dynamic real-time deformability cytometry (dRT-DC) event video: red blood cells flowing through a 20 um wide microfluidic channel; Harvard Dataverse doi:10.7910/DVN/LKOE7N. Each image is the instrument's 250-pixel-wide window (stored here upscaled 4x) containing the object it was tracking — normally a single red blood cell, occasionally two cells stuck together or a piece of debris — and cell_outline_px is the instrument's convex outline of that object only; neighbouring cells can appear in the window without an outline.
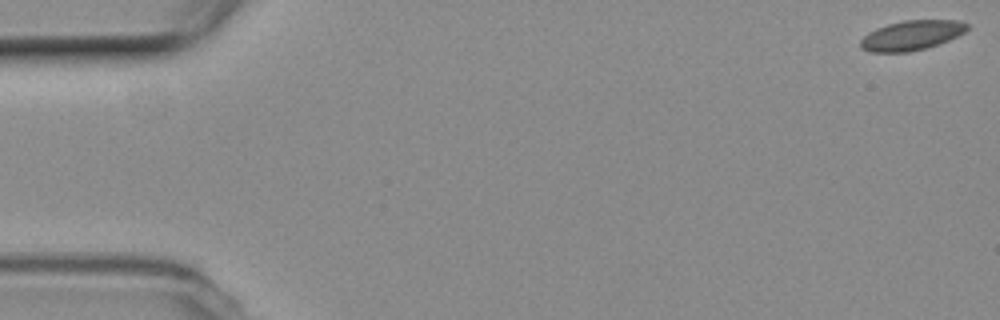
{"species": "common noctule bat (a hibernating species)", "species_latin": "Nyctalus noctula", "temperature_condition": "room temperature", "stored_images_in_passage": 14, "camera_frame_rate_fps": 3000, "um_per_image_px": 0.085, "animal": {"sex": "female", "body_mass_g": 19.3, "forearm_length_mm": 54.1}, "frame": {"image": 1, "passage_image": 1, "time_ms": 0.0, "image_size_px": [1000, 320], "cell_outline_px": [[968, 28], [964, 32], [948, 40], [924, 48], [908, 52], [872, 52], [860, 48], [860, 40], [868, 32], [876, 28], [888, 24], [904, 20], [960, 20], [968, 24]], "centroid_in_image_um": [77.45, 2.99], "position_along_channel_um": 7.5, "area_um2": 18.32}}